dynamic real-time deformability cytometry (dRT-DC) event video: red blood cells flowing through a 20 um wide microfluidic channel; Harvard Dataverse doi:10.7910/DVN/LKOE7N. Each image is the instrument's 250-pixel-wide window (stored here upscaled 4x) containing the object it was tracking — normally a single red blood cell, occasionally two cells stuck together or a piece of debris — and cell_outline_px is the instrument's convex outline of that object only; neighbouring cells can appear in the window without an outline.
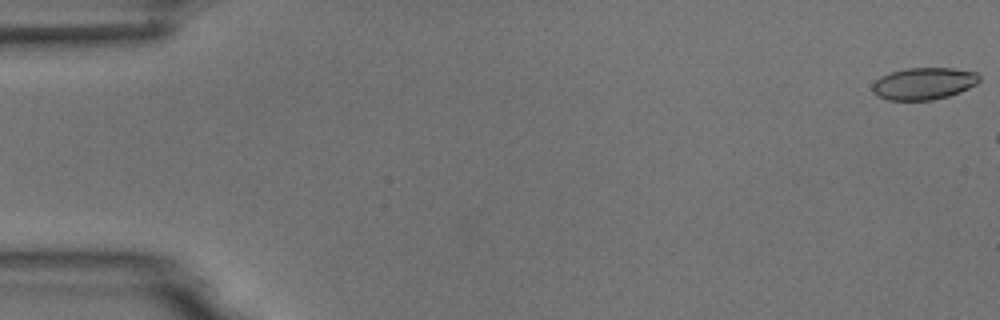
{"species": "common noctule bat (a hibernating species)", "species_latin": "Nyctalus noctula", "temperature_condition": "room temperature", "stored_images_in_passage": 6, "segment_of_instrument_passage": [2, 2], "camera_frame_rate_fps": 3000, "um_per_image_px": 0.085, "animal": {"sex": "male", "body_mass_g": 18.8}, "frame": {"image": 1, "passage_image": 6, "time_ms": 6.0, "image_size_px": [1000, 320], "cell_outline_px": [[980, 80], [976, 84], [960, 92], [948, 96], [932, 100], [888, 100], [876, 96], [872, 92], [872, 84], [880, 76], [904, 68], [952, 68], [976, 72], [980, 76]], "centroid_in_image_um": [78.5, 7.1], "position_along_channel_um": 6.5, "area_um2": 20.06}}